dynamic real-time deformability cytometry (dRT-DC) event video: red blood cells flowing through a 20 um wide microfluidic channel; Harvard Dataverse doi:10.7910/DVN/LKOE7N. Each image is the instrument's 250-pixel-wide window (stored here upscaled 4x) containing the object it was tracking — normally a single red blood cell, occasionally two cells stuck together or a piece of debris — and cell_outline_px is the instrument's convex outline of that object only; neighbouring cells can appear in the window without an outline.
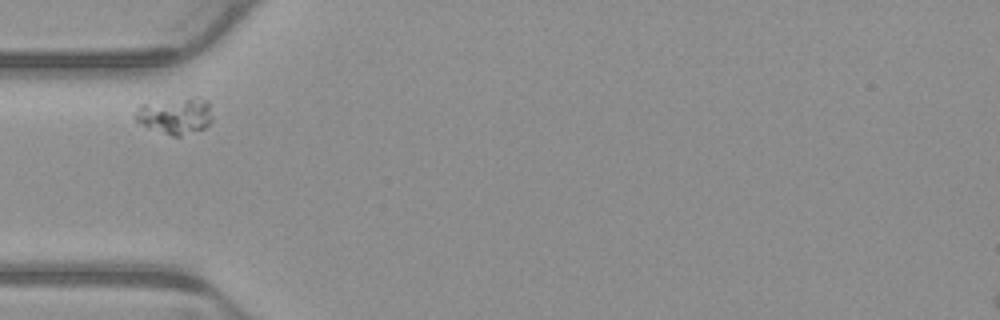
{"species": "common noctule bat (a hibernating species)", "species_latin": "Nyctalus noctula", "temperature_condition": "warm", "stored_images_in_passage": 3, "camera_frame_rate_fps": 3000, "um_per_image_px": 0.085, "animal": {"sex": "male", "body_mass_g": 23.1, "forearm_length_mm": 52.7}, "frame": {"image": 1, "passage_image": 1, "time_ms": 0.0, "image_size_px": [1000, 320], "cell_outline_px": [[212, 120], [204, 128], [180, 136], [172, 136], [148, 128], [136, 120], [136, 108], [140, 104], [188, 100], [204, 100], [208, 104], [212, 116]], "centroid_in_image_um": [14.87, 9.9], "position_along_channel_um": 70.1, "area_um2": 15.43}}
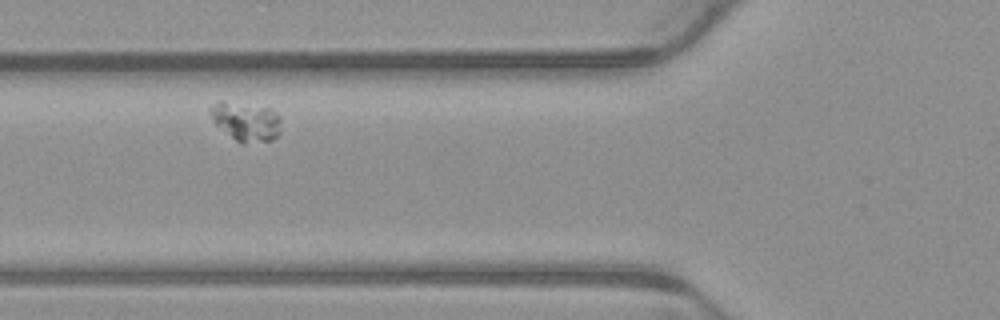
{"frame": {"image": 2, "passage_image": 2, "time_ms": 0.333, "image_size_px": [1000, 320], "cell_outline_px": [[280, 132], [272, 140], [244, 144], [240, 144], [216, 124], [212, 120], [208, 112], [208, 108], [220, 100], [272, 108], [280, 116]], "centroid_in_image_um": [20.9, 10.32], "position_along_channel_um": 104.9, "area_um2": 16.3}}
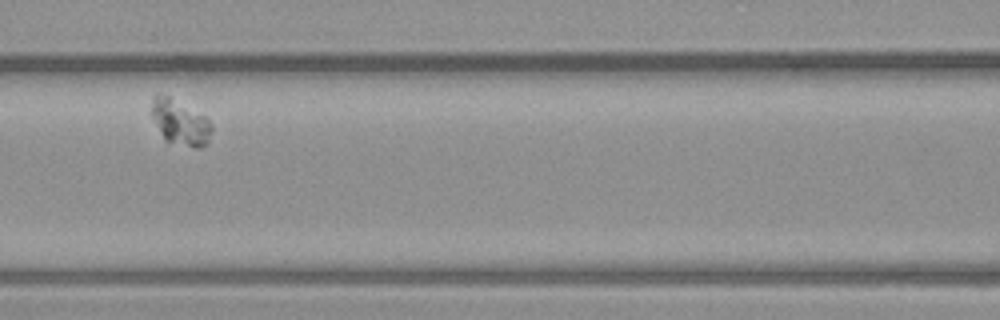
{"frame": {"image": 3, "passage_image": 3, "time_ms": 0.667, "image_size_px": [1000, 320], "cell_outline_px": [[212, 128], [208, 144], [200, 148], [196, 148], [168, 144], [164, 140], [152, 116], [152, 96], [168, 96], [204, 116], [212, 124]], "centroid_in_image_um": [15.33, 10.48], "position_along_channel_um": 151.3, "area_um2": 15.78}}